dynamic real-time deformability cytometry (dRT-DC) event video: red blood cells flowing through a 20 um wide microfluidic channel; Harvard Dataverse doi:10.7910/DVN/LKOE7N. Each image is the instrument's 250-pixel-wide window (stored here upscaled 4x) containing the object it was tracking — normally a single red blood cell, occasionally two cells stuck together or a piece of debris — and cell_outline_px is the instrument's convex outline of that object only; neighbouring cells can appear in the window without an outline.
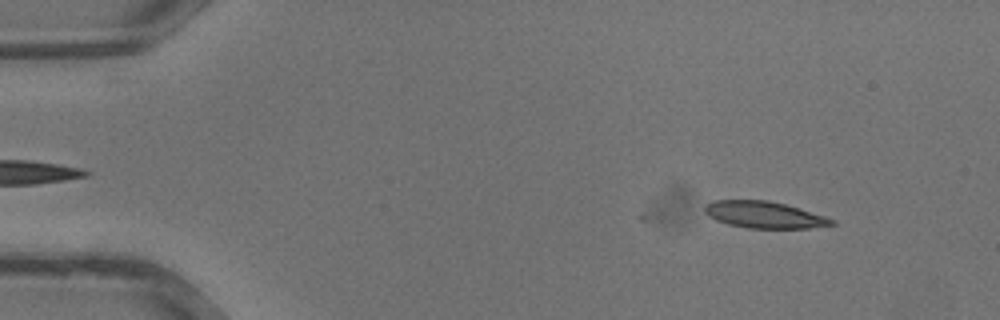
{"species": "common noctule bat (a hibernating species)", "species_latin": "Nyctalus noctula", "temperature_condition": "warm", "stored_images_in_passage": 34, "camera_frame_rate_fps": 3000, "um_per_image_px": 0.085, "animal": {"sex": "male", "body_mass_g": 13.3}, "frame": {"image": 1, "passage_image": 3, "time_ms": 0.667, "image_size_px": [1000, 320], "cell_outline_px": [[836, 224], [808, 228], [748, 228], [728, 224], [716, 220], [708, 216], [704, 212], [704, 204], [712, 200], [768, 200], [784, 204], [824, 216], [836, 220]], "centroid_in_image_um": [64.91, 18.25], "position_along_channel_um": 20.1, "area_um2": 19.71}}
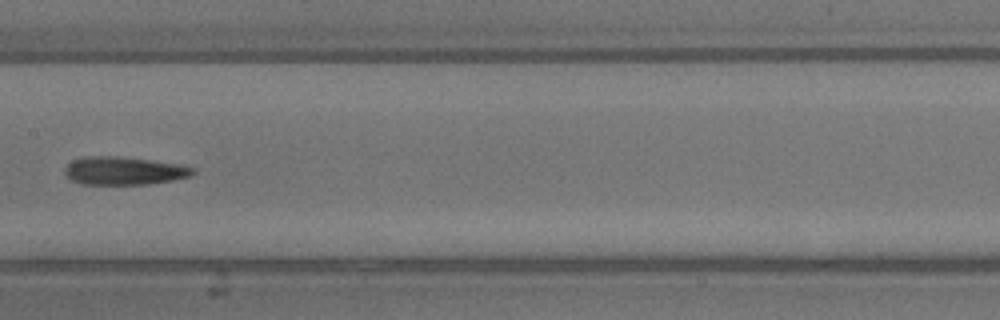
{"frame": {"image": 2, "passage_image": 17, "time_ms": 5.333, "image_size_px": [1000, 320], "cell_outline_px": [[196, 172], [192, 176], [172, 180], [148, 184], [80, 184], [64, 176], [64, 168], [72, 160], [84, 156], [116, 156], [180, 164], [196, 168]], "centroid_in_image_um": [10.52, 14.52], "position_along_channel_um": 196.9, "area_um2": 21.1}}
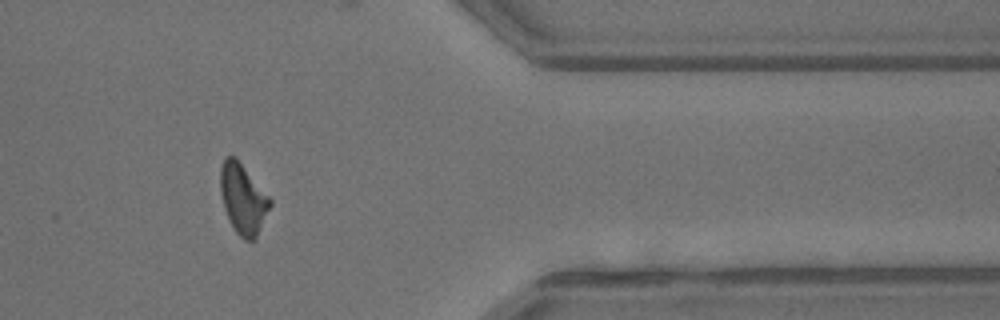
{"frame": {"image": 3, "passage_image": 28, "time_ms": 9.0, "image_size_px": [1000, 320], "cell_outline_px": [[272, 204], [256, 240], [244, 240], [236, 232], [224, 208], [220, 192], [220, 168], [224, 160], [228, 156], [236, 156], [272, 200]], "centroid_in_image_um": [20.67, 16.9], "position_along_channel_um": 390.7, "area_um2": 20.35}}